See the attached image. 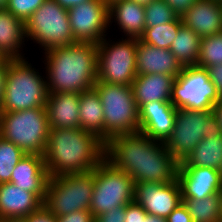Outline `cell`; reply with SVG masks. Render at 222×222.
Returning a JSON list of instances; mask_svg holds the SVG:
<instances>
[{
    "label": "cell",
    "mask_w": 222,
    "mask_h": 222,
    "mask_svg": "<svg viewBox=\"0 0 222 222\" xmlns=\"http://www.w3.org/2000/svg\"><path fill=\"white\" fill-rule=\"evenodd\" d=\"M104 159L137 182L169 183L177 178L178 162L165 144L144 133L122 134L104 144Z\"/></svg>",
    "instance_id": "obj_1"
},
{
    "label": "cell",
    "mask_w": 222,
    "mask_h": 222,
    "mask_svg": "<svg viewBox=\"0 0 222 222\" xmlns=\"http://www.w3.org/2000/svg\"><path fill=\"white\" fill-rule=\"evenodd\" d=\"M43 158L50 177L86 173L104 159V143L82 128H50Z\"/></svg>",
    "instance_id": "obj_2"
},
{
    "label": "cell",
    "mask_w": 222,
    "mask_h": 222,
    "mask_svg": "<svg viewBox=\"0 0 222 222\" xmlns=\"http://www.w3.org/2000/svg\"><path fill=\"white\" fill-rule=\"evenodd\" d=\"M48 94L81 93L97 82V44L75 42L45 52Z\"/></svg>",
    "instance_id": "obj_3"
},
{
    "label": "cell",
    "mask_w": 222,
    "mask_h": 222,
    "mask_svg": "<svg viewBox=\"0 0 222 222\" xmlns=\"http://www.w3.org/2000/svg\"><path fill=\"white\" fill-rule=\"evenodd\" d=\"M31 63L23 59H8L7 78L0 112H14L45 107L47 82Z\"/></svg>",
    "instance_id": "obj_4"
},
{
    "label": "cell",
    "mask_w": 222,
    "mask_h": 222,
    "mask_svg": "<svg viewBox=\"0 0 222 222\" xmlns=\"http://www.w3.org/2000/svg\"><path fill=\"white\" fill-rule=\"evenodd\" d=\"M49 129L45 107L0 112V136L20 147L26 154L43 156Z\"/></svg>",
    "instance_id": "obj_5"
},
{
    "label": "cell",
    "mask_w": 222,
    "mask_h": 222,
    "mask_svg": "<svg viewBox=\"0 0 222 222\" xmlns=\"http://www.w3.org/2000/svg\"><path fill=\"white\" fill-rule=\"evenodd\" d=\"M93 88L104 111V144L115 136L139 131V110L131 85L96 82Z\"/></svg>",
    "instance_id": "obj_6"
},
{
    "label": "cell",
    "mask_w": 222,
    "mask_h": 222,
    "mask_svg": "<svg viewBox=\"0 0 222 222\" xmlns=\"http://www.w3.org/2000/svg\"><path fill=\"white\" fill-rule=\"evenodd\" d=\"M220 134L221 127L214 111L177 108L174 128L164 144L173 158L181 163L205 137Z\"/></svg>",
    "instance_id": "obj_7"
},
{
    "label": "cell",
    "mask_w": 222,
    "mask_h": 222,
    "mask_svg": "<svg viewBox=\"0 0 222 222\" xmlns=\"http://www.w3.org/2000/svg\"><path fill=\"white\" fill-rule=\"evenodd\" d=\"M94 180V169L86 173L50 177L43 206L55 217L89 210Z\"/></svg>",
    "instance_id": "obj_8"
},
{
    "label": "cell",
    "mask_w": 222,
    "mask_h": 222,
    "mask_svg": "<svg viewBox=\"0 0 222 222\" xmlns=\"http://www.w3.org/2000/svg\"><path fill=\"white\" fill-rule=\"evenodd\" d=\"M26 38L34 40L43 50L75 43L68 10L55 0L44 3L25 22Z\"/></svg>",
    "instance_id": "obj_9"
},
{
    "label": "cell",
    "mask_w": 222,
    "mask_h": 222,
    "mask_svg": "<svg viewBox=\"0 0 222 222\" xmlns=\"http://www.w3.org/2000/svg\"><path fill=\"white\" fill-rule=\"evenodd\" d=\"M94 190L89 210L98 216L134 201V180L103 159L94 169Z\"/></svg>",
    "instance_id": "obj_10"
},
{
    "label": "cell",
    "mask_w": 222,
    "mask_h": 222,
    "mask_svg": "<svg viewBox=\"0 0 222 222\" xmlns=\"http://www.w3.org/2000/svg\"><path fill=\"white\" fill-rule=\"evenodd\" d=\"M104 37L97 44V82L132 85L136 78L138 38H125L112 43Z\"/></svg>",
    "instance_id": "obj_11"
},
{
    "label": "cell",
    "mask_w": 222,
    "mask_h": 222,
    "mask_svg": "<svg viewBox=\"0 0 222 222\" xmlns=\"http://www.w3.org/2000/svg\"><path fill=\"white\" fill-rule=\"evenodd\" d=\"M219 101L220 97L206 68L197 65L184 66L173 82L171 103L175 108L214 111Z\"/></svg>",
    "instance_id": "obj_12"
},
{
    "label": "cell",
    "mask_w": 222,
    "mask_h": 222,
    "mask_svg": "<svg viewBox=\"0 0 222 222\" xmlns=\"http://www.w3.org/2000/svg\"><path fill=\"white\" fill-rule=\"evenodd\" d=\"M74 40L98 44L106 37L109 26L108 4L104 0H89L68 9Z\"/></svg>",
    "instance_id": "obj_13"
},
{
    "label": "cell",
    "mask_w": 222,
    "mask_h": 222,
    "mask_svg": "<svg viewBox=\"0 0 222 222\" xmlns=\"http://www.w3.org/2000/svg\"><path fill=\"white\" fill-rule=\"evenodd\" d=\"M134 201L149 215L167 218L182 203L178 180L169 183H135Z\"/></svg>",
    "instance_id": "obj_14"
},
{
    "label": "cell",
    "mask_w": 222,
    "mask_h": 222,
    "mask_svg": "<svg viewBox=\"0 0 222 222\" xmlns=\"http://www.w3.org/2000/svg\"><path fill=\"white\" fill-rule=\"evenodd\" d=\"M182 199H203L220 194L222 178L219 170L199 166H178L177 178Z\"/></svg>",
    "instance_id": "obj_15"
},
{
    "label": "cell",
    "mask_w": 222,
    "mask_h": 222,
    "mask_svg": "<svg viewBox=\"0 0 222 222\" xmlns=\"http://www.w3.org/2000/svg\"><path fill=\"white\" fill-rule=\"evenodd\" d=\"M177 108L171 102L152 101L139 109V131L165 143L174 128Z\"/></svg>",
    "instance_id": "obj_16"
},
{
    "label": "cell",
    "mask_w": 222,
    "mask_h": 222,
    "mask_svg": "<svg viewBox=\"0 0 222 222\" xmlns=\"http://www.w3.org/2000/svg\"><path fill=\"white\" fill-rule=\"evenodd\" d=\"M49 178L43 156L26 154L15 166L10 182L36 194L44 202Z\"/></svg>",
    "instance_id": "obj_17"
},
{
    "label": "cell",
    "mask_w": 222,
    "mask_h": 222,
    "mask_svg": "<svg viewBox=\"0 0 222 222\" xmlns=\"http://www.w3.org/2000/svg\"><path fill=\"white\" fill-rule=\"evenodd\" d=\"M184 26L201 38L222 32V0H197L182 16Z\"/></svg>",
    "instance_id": "obj_18"
},
{
    "label": "cell",
    "mask_w": 222,
    "mask_h": 222,
    "mask_svg": "<svg viewBox=\"0 0 222 222\" xmlns=\"http://www.w3.org/2000/svg\"><path fill=\"white\" fill-rule=\"evenodd\" d=\"M136 66L137 75L159 73L177 77L183 69L170 49L155 47L140 39L137 43Z\"/></svg>",
    "instance_id": "obj_19"
},
{
    "label": "cell",
    "mask_w": 222,
    "mask_h": 222,
    "mask_svg": "<svg viewBox=\"0 0 222 222\" xmlns=\"http://www.w3.org/2000/svg\"><path fill=\"white\" fill-rule=\"evenodd\" d=\"M80 94L66 92L48 94L45 108L51 129L80 128Z\"/></svg>",
    "instance_id": "obj_20"
},
{
    "label": "cell",
    "mask_w": 222,
    "mask_h": 222,
    "mask_svg": "<svg viewBox=\"0 0 222 222\" xmlns=\"http://www.w3.org/2000/svg\"><path fill=\"white\" fill-rule=\"evenodd\" d=\"M43 206L34 193L19 189L13 183H0V219L26 218Z\"/></svg>",
    "instance_id": "obj_21"
},
{
    "label": "cell",
    "mask_w": 222,
    "mask_h": 222,
    "mask_svg": "<svg viewBox=\"0 0 222 222\" xmlns=\"http://www.w3.org/2000/svg\"><path fill=\"white\" fill-rule=\"evenodd\" d=\"M174 76L165 74L136 75L132 83V90L138 110L152 101L171 102V91Z\"/></svg>",
    "instance_id": "obj_22"
},
{
    "label": "cell",
    "mask_w": 222,
    "mask_h": 222,
    "mask_svg": "<svg viewBox=\"0 0 222 222\" xmlns=\"http://www.w3.org/2000/svg\"><path fill=\"white\" fill-rule=\"evenodd\" d=\"M109 25L117 22L125 37L140 38L145 30L144 5L130 0H117L108 5ZM116 20V21H115Z\"/></svg>",
    "instance_id": "obj_23"
},
{
    "label": "cell",
    "mask_w": 222,
    "mask_h": 222,
    "mask_svg": "<svg viewBox=\"0 0 222 222\" xmlns=\"http://www.w3.org/2000/svg\"><path fill=\"white\" fill-rule=\"evenodd\" d=\"M24 40H26L25 22L6 8H0V52L7 59H23L25 57L20 49Z\"/></svg>",
    "instance_id": "obj_24"
},
{
    "label": "cell",
    "mask_w": 222,
    "mask_h": 222,
    "mask_svg": "<svg viewBox=\"0 0 222 222\" xmlns=\"http://www.w3.org/2000/svg\"><path fill=\"white\" fill-rule=\"evenodd\" d=\"M79 112L80 128L94 133L104 143V111L94 88L81 92Z\"/></svg>",
    "instance_id": "obj_25"
},
{
    "label": "cell",
    "mask_w": 222,
    "mask_h": 222,
    "mask_svg": "<svg viewBox=\"0 0 222 222\" xmlns=\"http://www.w3.org/2000/svg\"><path fill=\"white\" fill-rule=\"evenodd\" d=\"M222 165V134L205 137L178 166H199L219 170Z\"/></svg>",
    "instance_id": "obj_26"
},
{
    "label": "cell",
    "mask_w": 222,
    "mask_h": 222,
    "mask_svg": "<svg viewBox=\"0 0 222 222\" xmlns=\"http://www.w3.org/2000/svg\"><path fill=\"white\" fill-rule=\"evenodd\" d=\"M200 43L201 37L182 25L170 46V51L183 67L197 65Z\"/></svg>",
    "instance_id": "obj_27"
},
{
    "label": "cell",
    "mask_w": 222,
    "mask_h": 222,
    "mask_svg": "<svg viewBox=\"0 0 222 222\" xmlns=\"http://www.w3.org/2000/svg\"><path fill=\"white\" fill-rule=\"evenodd\" d=\"M193 222H221L220 194L203 199H182Z\"/></svg>",
    "instance_id": "obj_28"
},
{
    "label": "cell",
    "mask_w": 222,
    "mask_h": 222,
    "mask_svg": "<svg viewBox=\"0 0 222 222\" xmlns=\"http://www.w3.org/2000/svg\"><path fill=\"white\" fill-rule=\"evenodd\" d=\"M182 25V19L178 16L174 21L163 25L145 28L144 33L139 39L142 42L155 47L170 49V46L177 37L178 31Z\"/></svg>",
    "instance_id": "obj_29"
},
{
    "label": "cell",
    "mask_w": 222,
    "mask_h": 222,
    "mask_svg": "<svg viewBox=\"0 0 222 222\" xmlns=\"http://www.w3.org/2000/svg\"><path fill=\"white\" fill-rule=\"evenodd\" d=\"M25 155L20 147L0 136V183L11 181L15 166Z\"/></svg>",
    "instance_id": "obj_30"
},
{
    "label": "cell",
    "mask_w": 222,
    "mask_h": 222,
    "mask_svg": "<svg viewBox=\"0 0 222 222\" xmlns=\"http://www.w3.org/2000/svg\"><path fill=\"white\" fill-rule=\"evenodd\" d=\"M222 64V32L201 38L197 66L207 68Z\"/></svg>",
    "instance_id": "obj_31"
},
{
    "label": "cell",
    "mask_w": 222,
    "mask_h": 222,
    "mask_svg": "<svg viewBox=\"0 0 222 222\" xmlns=\"http://www.w3.org/2000/svg\"><path fill=\"white\" fill-rule=\"evenodd\" d=\"M145 28L174 21L178 15L164 0H153L144 6Z\"/></svg>",
    "instance_id": "obj_32"
},
{
    "label": "cell",
    "mask_w": 222,
    "mask_h": 222,
    "mask_svg": "<svg viewBox=\"0 0 222 222\" xmlns=\"http://www.w3.org/2000/svg\"><path fill=\"white\" fill-rule=\"evenodd\" d=\"M45 0H8L6 9L24 22L44 3Z\"/></svg>",
    "instance_id": "obj_33"
},
{
    "label": "cell",
    "mask_w": 222,
    "mask_h": 222,
    "mask_svg": "<svg viewBox=\"0 0 222 222\" xmlns=\"http://www.w3.org/2000/svg\"><path fill=\"white\" fill-rule=\"evenodd\" d=\"M147 212L135 201L125 206V222H140L141 218H146Z\"/></svg>",
    "instance_id": "obj_34"
},
{
    "label": "cell",
    "mask_w": 222,
    "mask_h": 222,
    "mask_svg": "<svg viewBox=\"0 0 222 222\" xmlns=\"http://www.w3.org/2000/svg\"><path fill=\"white\" fill-rule=\"evenodd\" d=\"M57 222H94V216L90 210H79L68 215L56 217Z\"/></svg>",
    "instance_id": "obj_35"
},
{
    "label": "cell",
    "mask_w": 222,
    "mask_h": 222,
    "mask_svg": "<svg viewBox=\"0 0 222 222\" xmlns=\"http://www.w3.org/2000/svg\"><path fill=\"white\" fill-rule=\"evenodd\" d=\"M125 206L115 208L94 217V222H125Z\"/></svg>",
    "instance_id": "obj_36"
},
{
    "label": "cell",
    "mask_w": 222,
    "mask_h": 222,
    "mask_svg": "<svg viewBox=\"0 0 222 222\" xmlns=\"http://www.w3.org/2000/svg\"><path fill=\"white\" fill-rule=\"evenodd\" d=\"M209 74V79L216 88L217 94L222 98V64L209 66L206 68Z\"/></svg>",
    "instance_id": "obj_37"
},
{
    "label": "cell",
    "mask_w": 222,
    "mask_h": 222,
    "mask_svg": "<svg viewBox=\"0 0 222 222\" xmlns=\"http://www.w3.org/2000/svg\"><path fill=\"white\" fill-rule=\"evenodd\" d=\"M167 222H193L186 206L180 203L166 218Z\"/></svg>",
    "instance_id": "obj_38"
},
{
    "label": "cell",
    "mask_w": 222,
    "mask_h": 222,
    "mask_svg": "<svg viewBox=\"0 0 222 222\" xmlns=\"http://www.w3.org/2000/svg\"><path fill=\"white\" fill-rule=\"evenodd\" d=\"M26 222H57L56 217L44 206L25 218Z\"/></svg>",
    "instance_id": "obj_39"
},
{
    "label": "cell",
    "mask_w": 222,
    "mask_h": 222,
    "mask_svg": "<svg viewBox=\"0 0 222 222\" xmlns=\"http://www.w3.org/2000/svg\"><path fill=\"white\" fill-rule=\"evenodd\" d=\"M178 15L182 16L197 0H164Z\"/></svg>",
    "instance_id": "obj_40"
},
{
    "label": "cell",
    "mask_w": 222,
    "mask_h": 222,
    "mask_svg": "<svg viewBox=\"0 0 222 222\" xmlns=\"http://www.w3.org/2000/svg\"><path fill=\"white\" fill-rule=\"evenodd\" d=\"M7 67H8V59L6 58L0 64V106L3 100V96H4V89H5L6 78H7Z\"/></svg>",
    "instance_id": "obj_41"
},
{
    "label": "cell",
    "mask_w": 222,
    "mask_h": 222,
    "mask_svg": "<svg viewBox=\"0 0 222 222\" xmlns=\"http://www.w3.org/2000/svg\"><path fill=\"white\" fill-rule=\"evenodd\" d=\"M55 1H57L63 8L68 10L69 8H72L75 5L87 2L89 0H55Z\"/></svg>",
    "instance_id": "obj_42"
},
{
    "label": "cell",
    "mask_w": 222,
    "mask_h": 222,
    "mask_svg": "<svg viewBox=\"0 0 222 222\" xmlns=\"http://www.w3.org/2000/svg\"><path fill=\"white\" fill-rule=\"evenodd\" d=\"M214 114L218 117L219 125L221 127L222 132V98L214 107Z\"/></svg>",
    "instance_id": "obj_43"
},
{
    "label": "cell",
    "mask_w": 222,
    "mask_h": 222,
    "mask_svg": "<svg viewBox=\"0 0 222 222\" xmlns=\"http://www.w3.org/2000/svg\"><path fill=\"white\" fill-rule=\"evenodd\" d=\"M140 222H167L166 218L147 214L146 218H141Z\"/></svg>",
    "instance_id": "obj_44"
},
{
    "label": "cell",
    "mask_w": 222,
    "mask_h": 222,
    "mask_svg": "<svg viewBox=\"0 0 222 222\" xmlns=\"http://www.w3.org/2000/svg\"><path fill=\"white\" fill-rule=\"evenodd\" d=\"M0 222H26L25 218H2Z\"/></svg>",
    "instance_id": "obj_45"
},
{
    "label": "cell",
    "mask_w": 222,
    "mask_h": 222,
    "mask_svg": "<svg viewBox=\"0 0 222 222\" xmlns=\"http://www.w3.org/2000/svg\"><path fill=\"white\" fill-rule=\"evenodd\" d=\"M130 1H134V2H137V3L142 4V5L145 6V5L149 4L153 0H130Z\"/></svg>",
    "instance_id": "obj_46"
},
{
    "label": "cell",
    "mask_w": 222,
    "mask_h": 222,
    "mask_svg": "<svg viewBox=\"0 0 222 222\" xmlns=\"http://www.w3.org/2000/svg\"><path fill=\"white\" fill-rule=\"evenodd\" d=\"M8 0H0V8H5Z\"/></svg>",
    "instance_id": "obj_47"
},
{
    "label": "cell",
    "mask_w": 222,
    "mask_h": 222,
    "mask_svg": "<svg viewBox=\"0 0 222 222\" xmlns=\"http://www.w3.org/2000/svg\"><path fill=\"white\" fill-rule=\"evenodd\" d=\"M6 58L4 55L0 52V64L5 60Z\"/></svg>",
    "instance_id": "obj_48"
},
{
    "label": "cell",
    "mask_w": 222,
    "mask_h": 222,
    "mask_svg": "<svg viewBox=\"0 0 222 222\" xmlns=\"http://www.w3.org/2000/svg\"><path fill=\"white\" fill-rule=\"evenodd\" d=\"M220 199H221V222H222V190L220 191Z\"/></svg>",
    "instance_id": "obj_49"
},
{
    "label": "cell",
    "mask_w": 222,
    "mask_h": 222,
    "mask_svg": "<svg viewBox=\"0 0 222 222\" xmlns=\"http://www.w3.org/2000/svg\"><path fill=\"white\" fill-rule=\"evenodd\" d=\"M104 1L109 5V4H111V3H113V2H115L117 0H104Z\"/></svg>",
    "instance_id": "obj_50"
},
{
    "label": "cell",
    "mask_w": 222,
    "mask_h": 222,
    "mask_svg": "<svg viewBox=\"0 0 222 222\" xmlns=\"http://www.w3.org/2000/svg\"><path fill=\"white\" fill-rule=\"evenodd\" d=\"M219 172H220V175H221V178H222V165H221V168L219 169Z\"/></svg>",
    "instance_id": "obj_51"
}]
</instances>
